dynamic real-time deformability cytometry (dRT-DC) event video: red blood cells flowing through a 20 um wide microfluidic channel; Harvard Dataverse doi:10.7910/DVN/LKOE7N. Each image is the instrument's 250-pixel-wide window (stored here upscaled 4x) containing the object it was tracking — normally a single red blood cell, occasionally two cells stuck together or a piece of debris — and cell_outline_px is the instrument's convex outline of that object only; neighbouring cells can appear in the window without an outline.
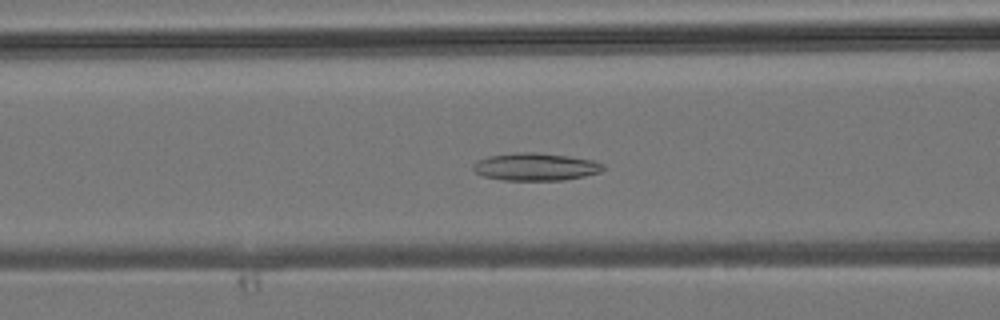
{"species": "common noctule bat (a hibernating species)", "species_latin": "Nyctalus noctula", "temperature_condition": "room temperature", "stored_images_in_passage": 43, "camera_frame_rate_fps": 3000, "um_per_image_px": 0.085, "animal": {"sex": "male", "body_mass_g": 19.2, "forearm_length_mm": 51.8}, "frame": {"image": 1, "passage_image": 17, "time_ms": 5.333, "image_size_px": [1000, 320], "cell_outline_px": [[604, 168], [600, 172], [584, 176], [564, 180], [504, 180], [484, 176], [476, 172], [472, 168], [472, 164], [476, 160], [488, 156], [512, 152], [540, 152], [568, 156], [592, 160], [604, 164]], "centroid_in_image_um": [45.49, 14.16], "position_along_channel_um": 121.1, "area_um2": 21.04}}
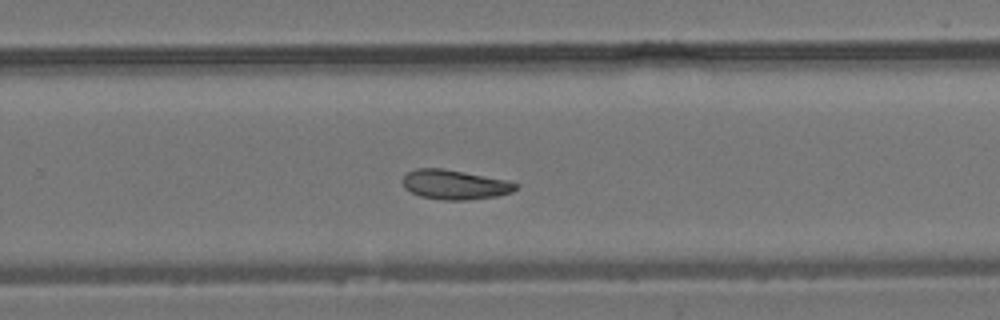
{"frame": {"image": 2, "passage_image": 28, "time_ms": 9.0, "image_size_px": [1000, 320], "cell_outline_px": [[520, 184], [512, 192], [496, 196], [464, 200], [444, 200], [420, 196], [404, 188], [404, 176], [408, 172], [416, 168], [444, 168], [508, 180]], "centroid_in_image_um": [38.68, 15.68], "position_along_channel_um": 291.1, "area_um2": 19.42}}
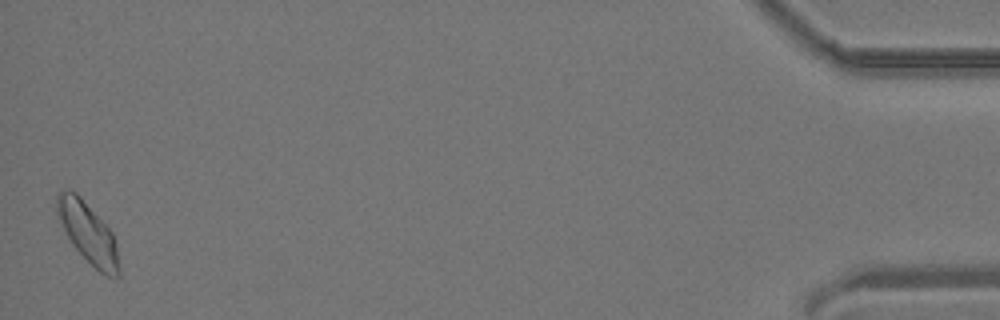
{"frame": {"image": 3, "passage_image": 43, "time_ms": 14.0, "image_size_px": [1000, 320], "cell_outline_px": [[120, 276], [116, 280], [104, 276], [72, 244], [56, 212], [56, 196], [60, 192], [68, 188], [76, 192], [80, 196], [112, 232], [116, 244], [120, 268]], "centroid_in_image_um": [7.51, 19.82], "position_along_channel_um": 427.7, "area_um2": 21.68}}